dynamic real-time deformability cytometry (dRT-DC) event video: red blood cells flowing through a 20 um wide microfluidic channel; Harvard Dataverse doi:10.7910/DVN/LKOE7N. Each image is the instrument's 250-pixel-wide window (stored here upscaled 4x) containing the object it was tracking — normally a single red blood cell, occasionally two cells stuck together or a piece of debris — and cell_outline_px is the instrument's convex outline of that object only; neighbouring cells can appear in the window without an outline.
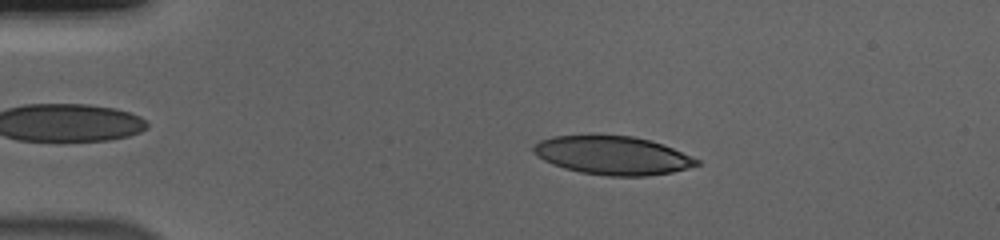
{"species": "human", "species_latin": "Homo sapiens", "temperature_condition": "cold", "stored_images_in_passage": 47, "camera_frame_rate_fps": 3000, "um_per_image_px": 0.085, "donor": {"sex": "male"}, "frame": {"image": 1, "passage_image": 10, "time_ms": 3.0, "image_size_px": [1000, 240], "cell_outline_px": [[700, 164], [672, 172], [648, 176], [608, 176], [580, 172], [564, 168], [552, 164], [544, 160], [532, 152], [532, 148], [540, 140], [552, 136], [632, 136], [648, 140], [672, 148], [692, 156], [700, 160]], "centroid_in_image_um": [52.06, 13.22], "position_along_channel_um": 32.9, "area_um2": 36.24}}
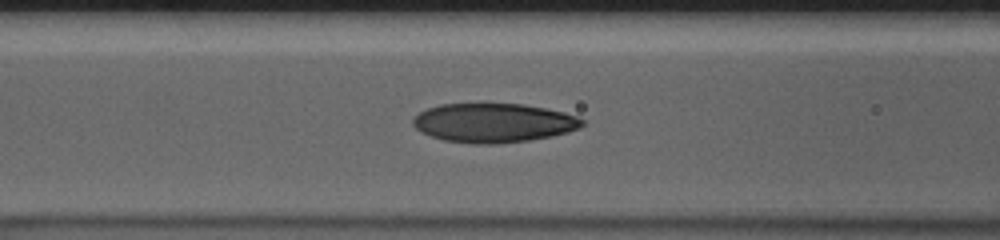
{"frame": {"image": 2, "passage_image": 22, "time_ms": 7.0, "image_size_px": [1000, 240], "cell_outline_px": [[584, 124], [580, 128], [568, 132], [552, 136], [528, 140], [496, 144], [472, 144], [444, 140], [420, 132], [412, 124], [412, 120], [420, 112], [428, 108], [440, 104], [524, 104], [564, 112], [576, 116], [584, 120]], "centroid_in_image_um": [41.96, 10.45], "position_along_channel_um": 124.6, "area_um2": 38.55}}
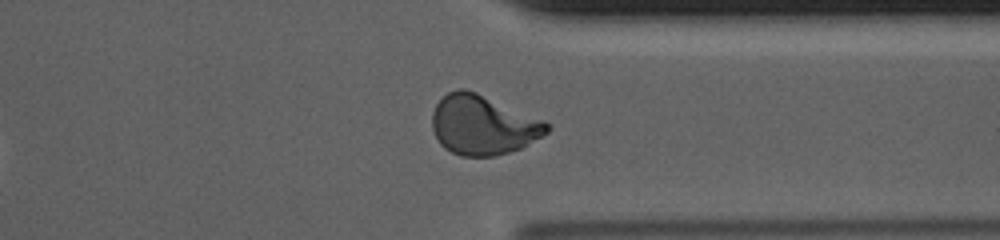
{"frame": {"image": 3, "passage_image": 42, "time_ms": 13.667, "image_size_px": [1000, 240], "cell_outline_px": [[548, 132], [520, 148], [496, 156], [460, 156], [444, 148], [440, 144], [432, 128], [432, 112], [436, 104], [448, 92], [456, 88], [464, 88], [476, 92], [544, 120], [548, 124]], "centroid_in_image_um": [41.01, 10.62], "position_along_channel_um": 370.4, "area_um2": 39.59}, "authors_computed_cell_mechanics": {"area_um2": 38.0902, "velocity_mm_per_s": 3.6923, "shape_relaxation_time_tau1_ms": 6.1439, "shape_relaxation_time_tau2_ms": 1.2281, "deformation_change_tau1": 0.2167, "deformation_change_tau2": 0.0668}}